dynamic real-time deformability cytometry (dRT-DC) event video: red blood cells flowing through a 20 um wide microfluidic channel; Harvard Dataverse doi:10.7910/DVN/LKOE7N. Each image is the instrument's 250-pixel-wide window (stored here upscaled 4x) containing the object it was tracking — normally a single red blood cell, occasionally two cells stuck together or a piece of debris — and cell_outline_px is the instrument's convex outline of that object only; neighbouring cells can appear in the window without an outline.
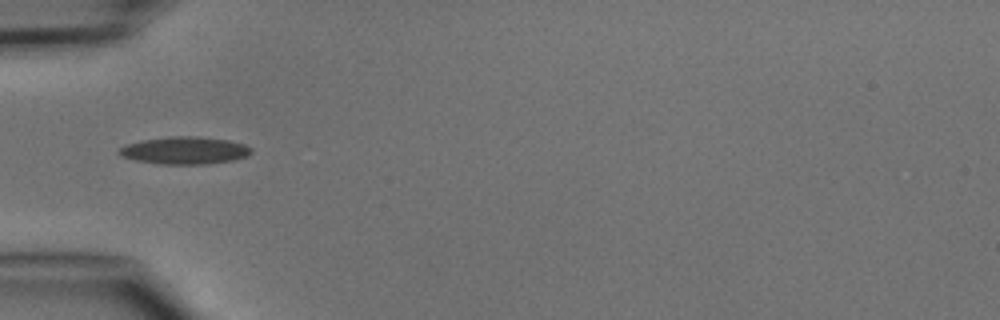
{"species": "common noctule bat (a hibernating species)", "species_latin": "Nyctalus noctula", "temperature_condition": "cold", "stored_images_in_passage": 4, "camera_frame_rate_fps": 3000, "um_per_image_px": 0.085, "animal": {"sex": "male", "body_mass_g": 15.6}, "frame": {"image": 1, "passage_image": 3, "time_ms": 2.333, "image_size_px": [1000, 320], "cell_outline_px": [[252, 152], [248, 156], [232, 160], [208, 164], [160, 164], [136, 160], [120, 156], [116, 152], [124, 144], [144, 140], [168, 136], [200, 136], [228, 140], [244, 144], [252, 148]], "centroid_in_image_um": [15.69, 12.78], "position_along_channel_um": 69.3, "area_um2": 21.27}}